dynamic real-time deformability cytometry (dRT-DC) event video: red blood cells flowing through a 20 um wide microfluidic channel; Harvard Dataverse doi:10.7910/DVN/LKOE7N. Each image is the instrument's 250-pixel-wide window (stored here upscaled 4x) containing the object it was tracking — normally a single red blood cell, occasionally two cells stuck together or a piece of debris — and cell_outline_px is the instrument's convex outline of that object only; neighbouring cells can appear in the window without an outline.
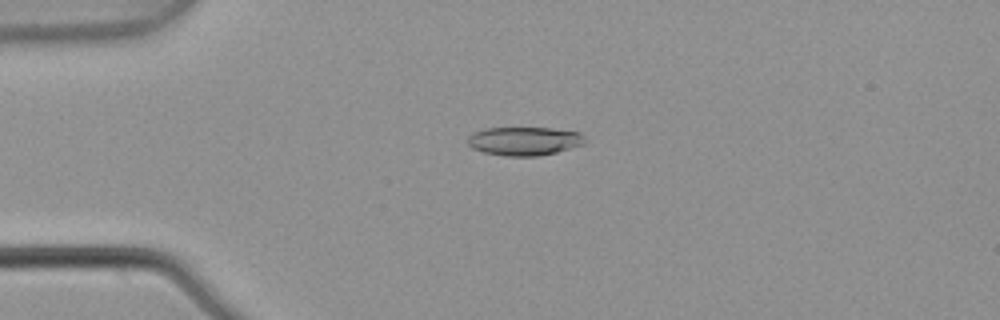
{"species": "common noctule bat (a hibernating species)", "species_latin": "Nyctalus noctula", "temperature_condition": "warm", "stored_images_in_passage": 6, "camera_frame_rate_fps": 3000, "um_per_image_px": 0.085, "animal": {"sex": "male", "body_mass_g": 21.5, "forearm_length_mm": 52.0}, "frame": {"image": 1, "passage_image": 4, "time_ms": 1.0, "image_size_px": [1000, 320], "cell_outline_px": [[584, 144], [556, 152], [536, 156], [504, 156], [484, 152], [472, 148], [468, 144], [468, 136], [472, 132], [484, 128], [552, 128], [580, 132], [584, 136]], "centroid_in_image_um": [44.54, 11.98], "position_along_channel_um": 40.5, "area_um2": 19.54}}
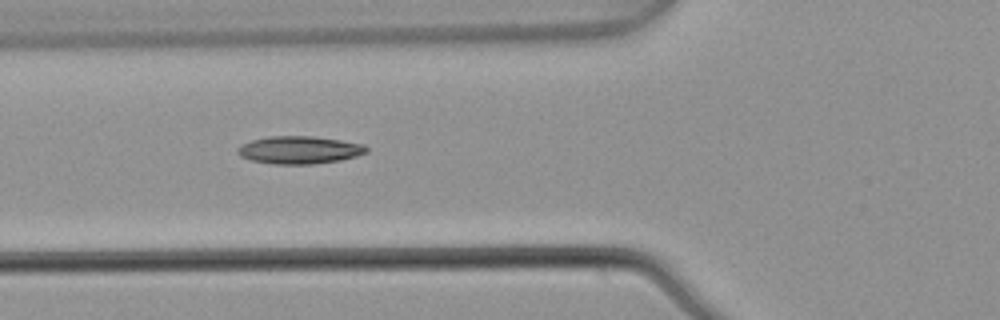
{"frame": {"image": 2, "passage_image": 6, "time_ms": 1.667, "image_size_px": [1000, 320], "cell_outline_px": [[368, 152], [356, 156], [340, 160], [312, 164], [272, 164], [252, 160], [240, 156], [236, 152], [236, 148], [240, 144], [252, 140], [268, 136], [312, 136], [340, 140], [364, 144], [368, 148]], "centroid_in_image_um": [25.42, 12.74], "position_along_channel_um": 100.4, "area_um2": 20.87}}